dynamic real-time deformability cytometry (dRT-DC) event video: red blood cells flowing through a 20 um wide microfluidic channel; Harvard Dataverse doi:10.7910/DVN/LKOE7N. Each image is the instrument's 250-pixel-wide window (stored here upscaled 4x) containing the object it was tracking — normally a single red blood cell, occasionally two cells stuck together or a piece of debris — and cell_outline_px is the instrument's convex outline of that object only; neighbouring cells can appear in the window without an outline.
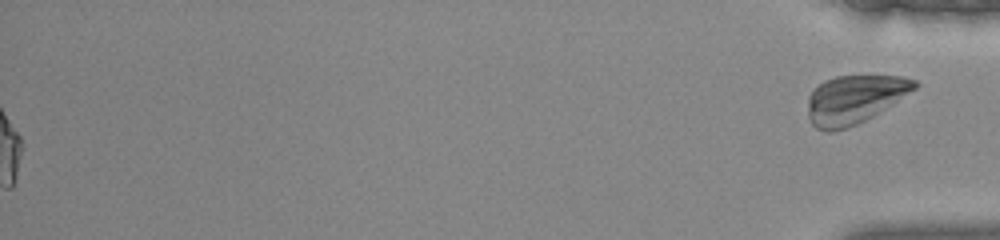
{"species": "common noctule bat (a hibernating species)", "species_latin": "Nyctalus noctula", "temperature_condition": "warm", "stored_images_in_passage": 40, "segment_of_instrument_passage": [2, 2], "camera_frame_rate_fps": 3000, "um_per_image_px": 0.085, "animal": {"sex": "female", "body_mass_g": 22.0, "forearm_length_mm": 56.7}, "frame": {"image": 1, "passage_image": 40, "time_ms": 13.0, "image_size_px": [1000, 240], "cell_outline_px": [[920, 84], [916, 88], [872, 116], [848, 128], [832, 132], [824, 132], [816, 128], [812, 124], [808, 116], [808, 96], [812, 88], [824, 80], [836, 76], [904, 76], [916, 80]], "centroid_in_image_um": [72.58, 8.44], "position_along_channel_um": 362.6, "area_um2": 30.17}}